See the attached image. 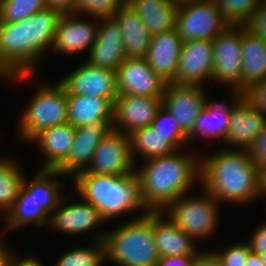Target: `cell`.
I'll return each instance as SVG.
<instances>
[{
    "label": "cell",
    "mask_w": 266,
    "mask_h": 266,
    "mask_svg": "<svg viewBox=\"0 0 266 266\" xmlns=\"http://www.w3.org/2000/svg\"><path fill=\"white\" fill-rule=\"evenodd\" d=\"M245 26L266 42V0L253 12L251 19Z\"/></svg>",
    "instance_id": "60d3db41"
},
{
    "label": "cell",
    "mask_w": 266,
    "mask_h": 266,
    "mask_svg": "<svg viewBox=\"0 0 266 266\" xmlns=\"http://www.w3.org/2000/svg\"><path fill=\"white\" fill-rule=\"evenodd\" d=\"M113 19L120 28L126 58H145L152 34L140 16L125 3Z\"/></svg>",
    "instance_id": "cb8c5ba5"
},
{
    "label": "cell",
    "mask_w": 266,
    "mask_h": 266,
    "mask_svg": "<svg viewBox=\"0 0 266 266\" xmlns=\"http://www.w3.org/2000/svg\"><path fill=\"white\" fill-rule=\"evenodd\" d=\"M183 43L175 29L152 35L145 59L150 68L167 83H172L177 75Z\"/></svg>",
    "instance_id": "ffe728a7"
},
{
    "label": "cell",
    "mask_w": 266,
    "mask_h": 266,
    "mask_svg": "<svg viewBox=\"0 0 266 266\" xmlns=\"http://www.w3.org/2000/svg\"><path fill=\"white\" fill-rule=\"evenodd\" d=\"M73 13H62L54 35L52 50L67 56L90 49L97 36L99 20H83ZM79 19V20H78ZM96 21V22H95ZM95 22V23H94Z\"/></svg>",
    "instance_id": "e0dca14e"
},
{
    "label": "cell",
    "mask_w": 266,
    "mask_h": 266,
    "mask_svg": "<svg viewBox=\"0 0 266 266\" xmlns=\"http://www.w3.org/2000/svg\"><path fill=\"white\" fill-rule=\"evenodd\" d=\"M16 257L10 264V266H43L42 261L40 259H37L36 256H25L22 259Z\"/></svg>",
    "instance_id": "7dc6e473"
},
{
    "label": "cell",
    "mask_w": 266,
    "mask_h": 266,
    "mask_svg": "<svg viewBox=\"0 0 266 266\" xmlns=\"http://www.w3.org/2000/svg\"><path fill=\"white\" fill-rule=\"evenodd\" d=\"M265 194V195H264ZM266 196V169L261 170L259 174V191L258 197Z\"/></svg>",
    "instance_id": "c3c4849f"
},
{
    "label": "cell",
    "mask_w": 266,
    "mask_h": 266,
    "mask_svg": "<svg viewBox=\"0 0 266 266\" xmlns=\"http://www.w3.org/2000/svg\"><path fill=\"white\" fill-rule=\"evenodd\" d=\"M3 237L0 236V266H10L11 262L16 258L15 254H11L8 245H5ZM3 241V242H2Z\"/></svg>",
    "instance_id": "bcb514c9"
},
{
    "label": "cell",
    "mask_w": 266,
    "mask_h": 266,
    "mask_svg": "<svg viewBox=\"0 0 266 266\" xmlns=\"http://www.w3.org/2000/svg\"><path fill=\"white\" fill-rule=\"evenodd\" d=\"M118 226L105 232V260L118 266H156L160 256L153 233V212Z\"/></svg>",
    "instance_id": "5b68a950"
},
{
    "label": "cell",
    "mask_w": 266,
    "mask_h": 266,
    "mask_svg": "<svg viewBox=\"0 0 266 266\" xmlns=\"http://www.w3.org/2000/svg\"><path fill=\"white\" fill-rule=\"evenodd\" d=\"M131 155L130 135L111 130L100 142L85 170L92 174H131L136 168Z\"/></svg>",
    "instance_id": "30bf717a"
},
{
    "label": "cell",
    "mask_w": 266,
    "mask_h": 266,
    "mask_svg": "<svg viewBox=\"0 0 266 266\" xmlns=\"http://www.w3.org/2000/svg\"><path fill=\"white\" fill-rule=\"evenodd\" d=\"M193 266H223L222 262L212 251L199 252Z\"/></svg>",
    "instance_id": "ee69618b"
},
{
    "label": "cell",
    "mask_w": 266,
    "mask_h": 266,
    "mask_svg": "<svg viewBox=\"0 0 266 266\" xmlns=\"http://www.w3.org/2000/svg\"><path fill=\"white\" fill-rule=\"evenodd\" d=\"M247 151L256 168L260 171L266 169V124Z\"/></svg>",
    "instance_id": "ab89813d"
},
{
    "label": "cell",
    "mask_w": 266,
    "mask_h": 266,
    "mask_svg": "<svg viewBox=\"0 0 266 266\" xmlns=\"http://www.w3.org/2000/svg\"><path fill=\"white\" fill-rule=\"evenodd\" d=\"M68 123L75 128L96 123H113L114 104L106 98L67 95Z\"/></svg>",
    "instance_id": "4316f807"
},
{
    "label": "cell",
    "mask_w": 266,
    "mask_h": 266,
    "mask_svg": "<svg viewBox=\"0 0 266 266\" xmlns=\"http://www.w3.org/2000/svg\"><path fill=\"white\" fill-rule=\"evenodd\" d=\"M264 0H215L223 19L231 26H245Z\"/></svg>",
    "instance_id": "836d02e7"
},
{
    "label": "cell",
    "mask_w": 266,
    "mask_h": 266,
    "mask_svg": "<svg viewBox=\"0 0 266 266\" xmlns=\"http://www.w3.org/2000/svg\"><path fill=\"white\" fill-rule=\"evenodd\" d=\"M118 95L163 97L166 85L145 58H126L116 71Z\"/></svg>",
    "instance_id": "5bb4252c"
},
{
    "label": "cell",
    "mask_w": 266,
    "mask_h": 266,
    "mask_svg": "<svg viewBox=\"0 0 266 266\" xmlns=\"http://www.w3.org/2000/svg\"><path fill=\"white\" fill-rule=\"evenodd\" d=\"M213 42L211 40L187 41L182 45L177 75L172 83L202 85L212 81Z\"/></svg>",
    "instance_id": "9a60e30c"
},
{
    "label": "cell",
    "mask_w": 266,
    "mask_h": 266,
    "mask_svg": "<svg viewBox=\"0 0 266 266\" xmlns=\"http://www.w3.org/2000/svg\"><path fill=\"white\" fill-rule=\"evenodd\" d=\"M213 73L211 80L229 85L240 93L242 72V26L229 25L213 40Z\"/></svg>",
    "instance_id": "9c48e42d"
},
{
    "label": "cell",
    "mask_w": 266,
    "mask_h": 266,
    "mask_svg": "<svg viewBox=\"0 0 266 266\" xmlns=\"http://www.w3.org/2000/svg\"><path fill=\"white\" fill-rule=\"evenodd\" d=\"M65 203V204H64ZM105 222L100 212L86 201L68 203L63 197L50 214L49 228L67 233L81 234L93 229L97 224Z\"/></svg>",
    "instance_id": "44dd1931"
},
{
    "label": "cell",
    "mask_w": 266,
    "mask_h": 266,
    "mask_svg": "<svg viewBox=\"0 0 266 266\" xmlns=\"http://www.w3.org/2000/svg\"><path fill=\"white\" fill-rule=\"evenodd\" d=\"M1 10H2V0H0V15H1Z\"/></svg>",
    "instance_id": "816d5d0a"
},
{
    "label": "cell",
    "mask_w": 266,
    "mask_h": 266,
    "mask_svg": "<svg viewBox=\"0 0 266 266\" xmlns=\"http://www.w3.org/2000/svg\"><path fill=\"white\" fill-rule=\"evenodd\" d=\"M245 266H264L259 254L250 251L247 263Z\"/></svg>",
    "instance_id": "681fc988"
},
{
    "label": "cell",
    "mask_w": 266,
    "mask_h": 266,
    "mask_svg": "<svg viewBox=\"0 0 266 266\" xmlns=\"http://www.w3.org/2000/svg\"><path fill=\"white\" fill-rule=\"evenodd\" d=\"M254 230L253 235L246 240L250 245L251 251L257 254L266 253V223H262Z\"/></svg>",
    "instance_id": "b9f144b4"
},
{
    "label": "cell",
    "mask_w": 266,
    "mask_h": 266,
    "mask_svg": "<svg viewBox=\"0 0 266 266\" xmlns=\"http://www.w3.org/2000/svg\"><path fill=\"white\" fill-rule=\"evenodd\" d=\"M16 161L0 159V212L2 216L12 207L22 187L24 172Z\"/></svg>",
    "instance_id": "1f68e13d"
},
{
    "label": "cell",
    "mask_w": 266,
    "mask_h": 266,
    "mask_svg": "<svg viewBox=\"0 0 266 266\" xmlns=\"http://www.w3.org/2000/svg\"><path fill=\"white\" fill-rule=\"evenodd\" d=\"M228 26L215 0H185L178 4L174 29L183 42L212 41Z\"/></svg>",
    "instance_id": "ba28073f"
},
{
    "label": "cell",
    "mask_w": 266,
    "mask_h": 266,
    "mask_svg": "<svg viewBox=\"0 0 266 266\" xmlns=\"http://www.w3.org/2000/svg\"><path fill=\"white\" fill-rule=\"evenodd\" d=\"M180 153L176 150L147 159L144 166H136L144 201L152 212H162L182 194H188L194 182L200 180L201 159Z\"/></svg>",
    "instance_id": "3957f363"
},
{
    "label": "cell",
    "mask_w": 266,
    "mask_h": 266,
    "mask_svg": "<svg viewBox=\"0 0 266 266\" xmlns=\"http://www.w3.org/2000/svg\"><path fill=\"white\" fill-rule=\"evenodd\" d=\"M204 88L202 85H166L162 97L163 106L177 118L179 127L186 136L192 132L197 117L209 99Z\"/></svg>",
    "instance_id": "7c38bea8"
},
{
    "label": "cell",
    "mask_w": 266,
    "mask_h": 266,
    "mask_svg": "<svg viewBox=\"0 0 266 266\" xmlns=\"http://www.w3.org/2000/svg\"><path fill=\"white\" fill-rule=\"evenodd\" d=\"M202 191L203 196L197 197L182 194L162 211L165 215L168 212V219L193 240L214 234L219 221V202L205 189Z\"/></svg>",
    "instance_id": "52a82bcc"
},
{
    "label": "cell",
    "mask_w": 266,
    "mask_h": 266,
    "mask_svg": "<svg viewBox=\"0 0 266 266\" xmlns=\"http://www.w3.org/2000/svg\"><path fill=\"white\" fill-rule=\"evenodd\" d=\"M63 176L57 170L39 169L29 182L24 176L22 187L30 194L36 205L41 206L51 214L63 198L60 191V184L63 182L59 181L58 178Z\"/></svg>",
    "instance_id": "f1b7e54d"
},
{
    "label": "cell",
    "mask_w": 266,
    "mask_h": 266,
    "mask_svg": "<svg viewBox=\"0 0 266 266\" xmlns=\"http://www.w3.org/2000/svg\"><path fill=\"white\" fill-rule=\"evenodd\" d=\"M75 139V127L66 122L42 130L31 142L39 145L47 159L41 170H56L67 158ZM36 141V142H35Z\"/></svg>",
    "instance_id": "603a6c76"
},
{
    "label": "cell",
    "mask_w": 266,
    "mask_h": 266,
    "mask_svg": "<svg viewBox=\"0 0 266 266\" xmlns=\"http://www.w3.org/2000/svg\"><path fill=\"white\" fill-rule=\"evenodd\" d=\"M86 62L115 72L126 59L122 34L114 19L99 20L96 41L89 49Z\"/></svg>",
    "instance_id": "d6986e66"
},
{
    "label": "cell",
    "mask_w": 266,
    "mask_h": 266,
    "mask_svg": "<svg viewBox=\"0 0 266 266\" xmlns=\"http://www.w3.org/2000/svg\"><path fill=\"white\" fill-rule=\"evenodd\" d=\"M73 180L80 198L95 207L105 222L139 209L144 215L152 212L144 201L136 172L113 175L81 171Z\"/></svg>",
    "instance_id": "277c9868"
},
{
    "label": "cell",
    "mask_w": 266,
    "mask_h": 266,
    "mask_svg": "<svg viewBox=\"0 0 266 266\" xmlns=\"http://www.w3.org/2000/svg\"><path fill=\"white\" fill-rule=\"evenodd\" d=\"M232 103L229 105L223 102H216L209 99L204 109L200 112L194 124L192 132L187 136L189 142L197 136L205 138H217L218 143L224 144L228 132L232 106L242 97L241 93L231 92ZM193 138V139H192Z\"/></svg>",
    "instance_id": "7402d4cb"
},
{
    "label": "cell",
    "mask_w": 266,
    "mask_h": 266,
    "mask_svg": "<svg viewBox=\"0 0 266 266\" xmlns=\"http://www.w3.org/2000/svg\"><path fill=\"white\" fill-rule=\"evenodd\" d=\"M58 82L65 88L67 95L106 98L113 104L118 96L116 72L87 62H83Z\"/></svg>",
    "instance_id": "8fae6325"
},
{
    "label": "cell",
    "mask_w": 266,
    "mask_h": 266,
    "mask_svg": "<svg viewBox=\"0 0 266 266\" xmlns=\"http://www.w3.org/2000/svg\"><path fill=\"white\" fill-rule=\"evenodd\" d=\"M261 261L264 266H266V253L259 254Z\"/></svg>",
    "instance_id": "f907efd6"
},
{
    "label": "cell",
    "mask_w": 266,
    "mask_h": 266,
    "mask_svg": "<svg viewBox=\"0 0 266 266\" xmlns=\"http://www.w3.org/2000/svg\"><path fill=\"white\" fill-rule=\"evenodd\" d=\"M163 212H153V233L160 257L198 255L194 241L177 228Z\"/></svg>",
    "instance_id": "484cf974"
},
{
    "label": "cell",
    "mask_w": 266,
    "mask_h": 266,
    "mask_svg": "<svg viewBox=\"0 0 266 266\" xmlns=\"http://www.w3.org/2000/svg\"><path fill=\"white\" fill-rule=\"evenodd\" d=\"M197 255L160 257L156 266H193Z\"/></svg>",
    "instance_id": "7bdbcfd3"
},
{
    "label": "cell",
    "mask_w": 266,
    "mask_h": 266,
    "mask_svg": "<svg viewBox=\"0 0 266 266\" xmlns=\"http://www.w3.org/2000/svg\"><path fill=\"white\" fill-rule=\"evenodd\" d=\"M242 96L266 117V79L254 83L242 93Z\"/></svg>",
    "instance_id": "f35d334b"
},
{
    "label": "cell",
    "mask_w": 266,
    "mask_h": 266,
    "mask_svg": "<svg viewBox=\"0 0 266 266\" xmlns=\"http://www.w3.org/2000/svg\"><path fill=\"white\" fill-rule=\"evenodd\" d=\"M5 221V232L16 230L22 226L32 223L38 226L49 225L50 214L31 198L30 194L21 187L18 197L12 207L3 215Z\"/></svg>",
    "instance_id": "f546056e"
},
{
    "label": "cell",
    "mask_w": 266,
    "mask_h": 266,
    "mask_svg": "<svg viewBox=\"0 0 266 266\" xmlns=\"http://www.w3.org/2000/svg\"><path fill=\"white\" fill-rule=\"evenodd\" d=\"M105 233L96 234L94 246L77 247L63 253L55 266H102L105 263V246L103 243Z\"/></svg>",
    "instance_id": "d6a6232c"
},
{
    "label": "cell",
    "mask_w": 266,
    "mask_h": 266,
    "mask_svg": "<svg viewBox=\"0 0 266 266\" xmlns=\"http://www.w3.org/2000/svg\"><path fill=\"white\" fill-rule=\"evenodd\" d=\"M126 4L140 16L152 35L174 29L179 2L175 0H126Z\"/></svg>",
    "instance_id": "83f0119b"
},
{
    "label": "cell",
    "mask_w": 266,
    "mask_h": 266,
    "mask_svg": "<svg viewBox=\"0 0 266 266\" xmlns=\"http://www.w3.org/2000/svg\"><path fill=\"white\" fill-rule=\"evenodd\" d=\"M200 158L201 188L220 202L245 204L258 198L260 170L247 150L224 149Z\"/></svg>",
    "instance_id": "7a4b0ae2"
},
{
    "label": "cell",
    "mask_w": 266,
    "mask_h": 266,
    "mask_svg": "<svg viewBox=\"0 0 266 266\" xmlns=\"http://www.w3.org/2000/svg\"><path fill=\"white\" fill-rule=\"evenodd\" d=\"M112 129L113 123H96L76 127L75 139L70 152L56 170L67 177L85 171L100 142Z\"/></svg>",
    "instance_id": "2e32d148"
},
{
    "label": "cell",
    "mask_w": 266,
    "mask_h": 266,
    "mask_svg": "<svg viewBox=\"0 0 266 266\" xmlns=\"http://www.w3.org/2000/svg\"><path fill=\"white\" fill-rule=\"evenodd\" d=\"M250 245L246 241L233 243L227 249L212 250V252L219 258L223 266H245L250 253Z\"/></svg>",
    "instance_id": "74e56055"
},
{
    "label": "cell",
    "mask_w": 266,
    "mask_h": 266,
    "mask_svg": "<svg viewBox=\"0 0 266 266\" xmlns=\"http://www.w3.org/2000/svg\"><path fill=\"white\" fill-rule=\"evenodd\" d=\"M156 132L166 137L177 150H181L183 146L188 145V137L179 127V121L164 106L157 112L155 119L151 123Z\"/></svg>",
    "instance_id": "e575fe53"
},
{
    "label": "cell",
    "mask_w": 266,
    "mask_h": 266,
    "mask_svg": "<svg viewBox=\"0 0 266 266\" xmlns=\"http://www.w3.org/2000/svg\"><path fill=\"white\" fill-rule=\"evenodd\" d=\"M266 79V42L242 26L240 93Z\"/></svg>",
    "instance_id": "d4e9b609"
},
{
    "label": "cell",
    "mask_w": 266,
    "mask_h": 266,
    "mask_svg": "<svg viewBox=\"0 0 266 266\" xmlns=\"http://www.w3.org/2000/svg\"><path fill=\"white\" fill-rule=\"evenodd\" d=\"M131 155L134 163L137 162V156H142L144 160L169 155L177 149L166 140V137L151 127H143L130 134ZM135 159V160H134Z\"/></svg>",
    "instance_id": "4dcf8cb0"
},
{
    "label": "cell",
    "mask_w": 266,
    "mask_h": 266,
    "mask_svg": "<svg viewBox=\"0 0 266 266\" xmlns=\"http://www.w3.org/2000/svg\"><path fill=\"white\" fill-rule=\"evenodd\" d=\"M61 15L45 8L22 21L0 22V78L13 83L32 79L41 57L53 45Z\"/></svg>",
    "instance_id": "6da1fadb"
},
{
    "label": "cell",
    "mask_w": 266,
    "mask_h": 266,
    "mask_svg": "<svg viewBox=\"0 0 266 266\" xmlns=\"http://www.w3.org/2000/svg\"><path fill=\"white\" fill-rule=\"evenodd\" d=\"M75 0H45L46 8L59 10L61 13H71Z\"/></svg>",
    "instance_id": "f6af8a7d"
},
{
    "label": "cell",
    "mask_w": 266,
    "mask_h": 266,
    "mask_svg": "<svg viewBox=\"0 0 266 266\" xmlns=\"http://www.w3.org/2000/svg\"><path fill=\"white\" fill-rule=\"evenodd\" d=\"M19 122L20 139L31 140L42 130L68 122L67 92L59 83L37 88Z\"/></svg>",
    "instance_id": "8992f818"
},
{
    "label": "cell",
    "mask_w": 266,
    "mask_h": 266,
    "mask_svg": "<svg viewBox=\"0 0 266 266\" xmlns=\"http://www.w3.org/2000/svg\"><path fill=\"white\" fill-rule=\"evenodd\" d=\"M266 124V117L243 96L232 106L225 146L247 150Z\"/></svg>",
    "instance_id": "ac0fdd59"
},
{
    "label": "cell",
    "mask_w": 266,
    "mask_h": 266,
    "mask_svg": "<svg viewBox=\"0 0 266 266\" xmlns=\"http://www.w3.org/2000/svg\"><path fill=\"white\" fill-rule=\"evenodd\" d=\"M126 0H75L73 14H86L96 20L113 19Z\"/></svg>",
    "instance_id": "d590c367"
},
{
    "label": "cell",
    "mask_w": 266,
    "mask_h": 266,
    "mask_svg": "<svg viewBox=\"0 0 266 266\" xmlns=\"http://www.w3.org/2000/svg\"><path fill=\"white\" fill-rule=\"evenodd\" d=\"M45 8V0H2L0 22L22 21Z\"/></svg>",
    "instance_id": "8d00e7d4"
},
{
    "label": "cell",
    "mask_w": 266,
    "mask_h": 266,
    "mask_svg": "<svg viewBox=\"0 0 266 266\" xmlns=\"http://www.w3.org/2000/svg\"><path fill=\"white\" fill-rule=\"evenodd\" d=\"M162 106V97L118 95L114 102L113 130L130 135L151 126Z\"/></svg>",
    "instance_id": "4fadbf2b"
}]
</instances>
